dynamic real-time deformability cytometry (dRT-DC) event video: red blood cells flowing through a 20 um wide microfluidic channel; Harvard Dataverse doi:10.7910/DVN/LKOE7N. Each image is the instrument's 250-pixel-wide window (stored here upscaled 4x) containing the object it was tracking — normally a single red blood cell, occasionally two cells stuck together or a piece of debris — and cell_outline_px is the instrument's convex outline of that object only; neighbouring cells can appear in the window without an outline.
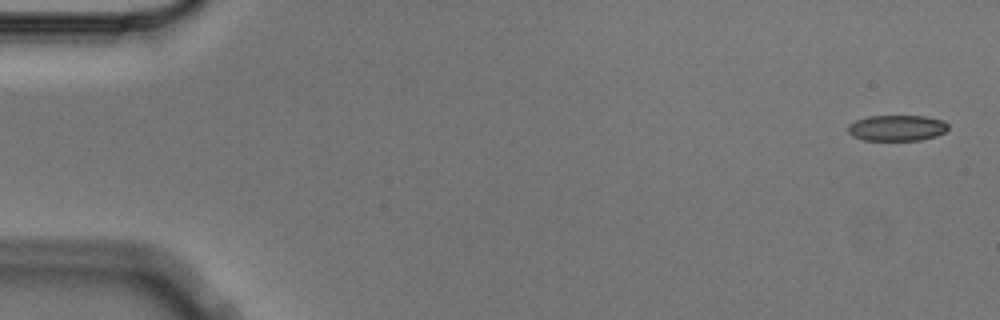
{"species": "Egyptian fruit bat (a non-hibernating species)", "species_latin": "Rousettus aegyptiacus", "temperature_condition": "cold", "stored_images_in_passage": 5, "segment_of_instrument_passage": [1, 2], "camera_frame_rate_fps": 3000, "um_per_image_px": 0.085, "animal": {"sex": "male"}, "frame": {"image": 1, "passage_image": 1, "time_ms": 0.0, "image_size_px": [1000, 320], "cell_outline_px": [[948, 128], [944, 132], [936, 136], [920, 140], [864, 140], [852, 136], [848, 132], [848, 124], [856, 120], [868, 116], [924, 116], [944, 120], [948, 124]], "centroid_in_image_um": [76.23, 10.87], "position_along_channel_um": 8.8, "area_um2": 15.14}}